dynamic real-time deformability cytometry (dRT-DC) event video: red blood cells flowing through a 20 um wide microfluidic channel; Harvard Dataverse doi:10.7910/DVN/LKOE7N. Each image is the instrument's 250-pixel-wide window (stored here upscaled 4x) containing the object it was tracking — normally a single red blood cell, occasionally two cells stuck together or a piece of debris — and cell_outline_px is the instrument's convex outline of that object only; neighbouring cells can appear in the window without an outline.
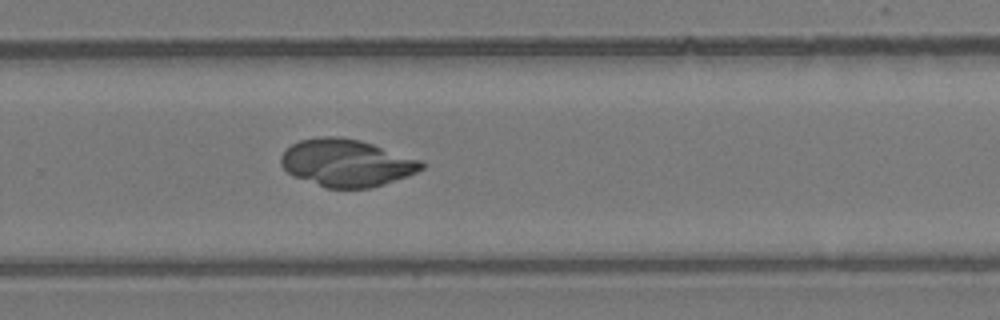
{"species": "common noctule bat (a hibernating species)", "species_latin": "Nyctalus noctula", "temperature_condition": "room temperature", "stored_images_in_passage": 45, "camera_frame_rate_fps": 3000, "um_per_image_px": 0.085, "animal": {"sex": "female", "body_mass_g": 24.6, "forearm_length_mm": 56.2}, "frame": {"image": 1, "passage_image": 30, "time_ms": 9.667, "image_size_px": [1000, 320], "cell_outline_px": [[424, 168], [416, 172], [384, 184], [368, 188], [324, 188], [292, 176], [280, 164], [280, 156], [292, 144], [300, 140], [320, 136], [340, 136], [360, 140], [420, 160], [424, 164]], "centroid_in_image_um": [29.4, 13.85], "position_along_channel_um": 300.4, "area_um2": 38.61}}
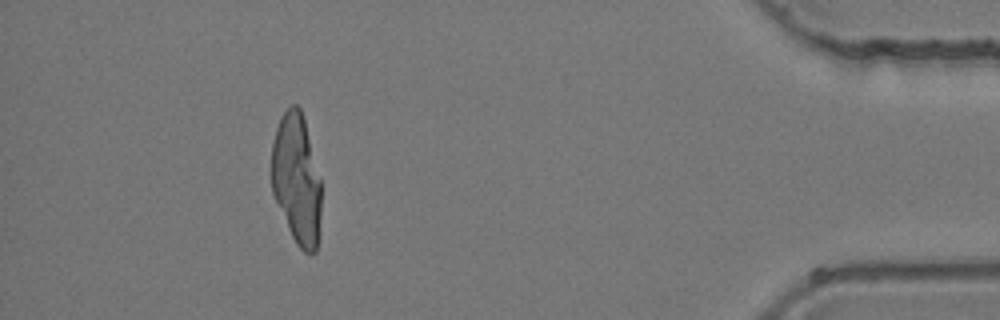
{"frame": {"image": 2, "passage_image": 41, "time_ms": 13.333, "image_size_px": [1000, 320], "cell_outline_px": [[320, 236], [316, 252], [304, 252], [296, 244], [288, 228], [272, 192], [272, 144], [276, 128], [280, 116], [292, 104], [296, 104], [300, 108], [304, 120], [320, 180]], "centroid_in_image_um": [25.21, 15.26], "position_along_channel_um": 410.0, "area_um2": 37.45}}